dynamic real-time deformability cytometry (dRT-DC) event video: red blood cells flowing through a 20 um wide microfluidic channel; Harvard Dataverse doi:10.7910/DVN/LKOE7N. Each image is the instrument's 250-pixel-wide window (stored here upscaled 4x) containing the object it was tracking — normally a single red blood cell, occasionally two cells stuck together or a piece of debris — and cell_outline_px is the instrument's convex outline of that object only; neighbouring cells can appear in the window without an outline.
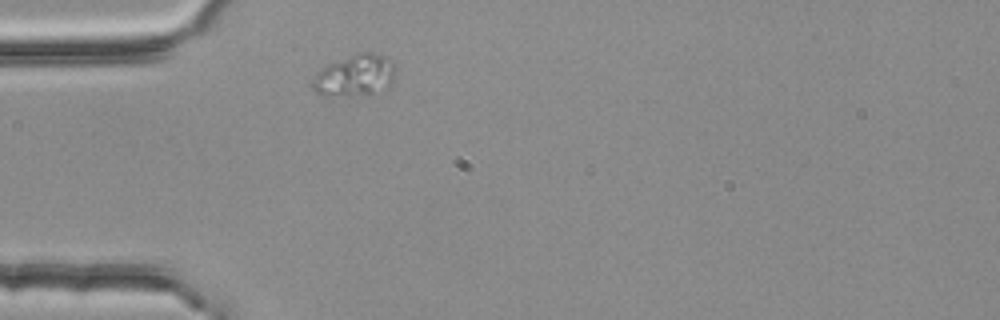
{"species": "common noctule bat (a hibernating species)", "species_latin": "Nyctalus noctula", "temperature_condition": "room temperature", "stored_images_in_passage": 1, "camera_frame_rate_fps": 3000, "um_per_image_px": 0.085, "animal": {"sex": "female", "body_mass_g": 25.1}, "frame": {"image": 1, "passage_image": 1, "time_ms": 0.0, "image_size_px": [1000, 320], "cell_outline_px": [[396, 68], [392, 84], [384, 92], [372, 96], [320, 96], [308, 84], [316, 72], [320, 68], [328, 64], [360, 52], [372, 52], [388, 56], [396, 64]], "centroid_in_image_um": [30.19, 6.46], "position_along_channel_um": 54.8, "area_um2": 21.33}}